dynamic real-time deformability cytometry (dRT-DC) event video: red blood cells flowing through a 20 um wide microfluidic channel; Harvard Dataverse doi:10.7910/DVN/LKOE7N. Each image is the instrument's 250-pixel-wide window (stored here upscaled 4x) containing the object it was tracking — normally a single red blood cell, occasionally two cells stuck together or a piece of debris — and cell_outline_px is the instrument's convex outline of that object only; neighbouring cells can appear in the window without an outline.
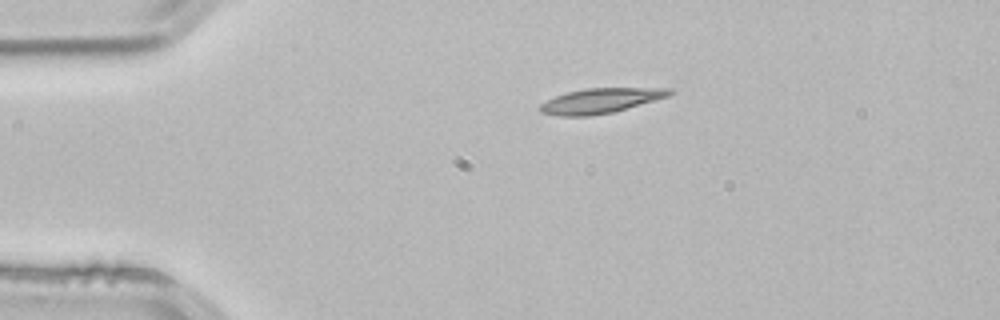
{"species": "common noctule bat (a hibernating species)", "species_latin": "Nyctalus noctula", "temperature_condition": "room temperature", "stored_images_in_passage": 2, "camera_frame_rate_fps": 3000, "um_per_image_px": 0.085, "animal": {"sex": "male", "body_mass_g": 21.5, "forearm_length_mm": 52.0}, "frame": {"image": 1, "passage_image": 1, "time_ms": 0.0, "image_size_px": [1000, 320], "cell_outline_px": [[676, 92], [668, 96], [612, 112], [588, 116], [556, 116], [540, 112], [536, 108], [540, 104], [556, 96], [568, 92], [584, 88], [672, 88]], "centroid_in_image_um": [51.02, 8.56], "position_along_channel_um": 34.0, "area_um2": 18.73}}